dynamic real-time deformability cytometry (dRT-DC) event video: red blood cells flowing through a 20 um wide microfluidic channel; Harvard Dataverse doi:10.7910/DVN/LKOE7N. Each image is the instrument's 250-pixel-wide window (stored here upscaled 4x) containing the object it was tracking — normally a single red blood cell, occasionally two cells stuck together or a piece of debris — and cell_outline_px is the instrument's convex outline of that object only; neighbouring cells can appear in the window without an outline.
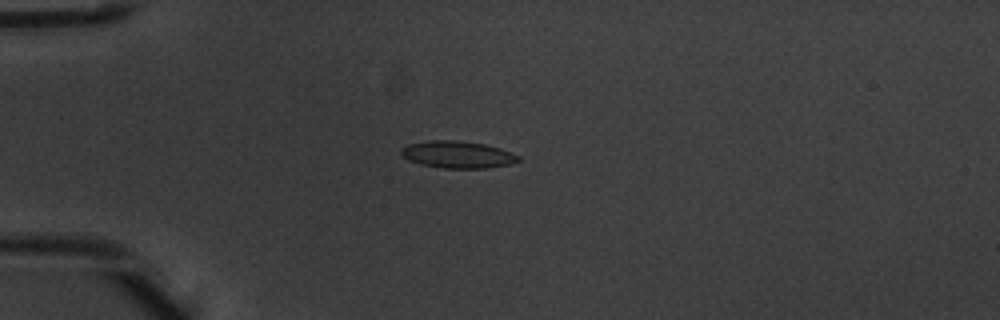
{"species": "common noctule bat (a hibernating species)", "species_latin": "Nyctalus noctula", "temperature_condition": "warm", "stored_images_in_passage": 5, "camera_frame_rate_fps": 3000, "um_per_image_px": 0.085, "animal": {"sex": "male", "body_mass_g": 20.1, "forearm_length_mm": 53.5}, "frame": {"image": 1, "passage_image": 3, "time_ms": 0.667, "image_size_px": [1000, 320], "cell_outline_px": [[520, 160], [512, 164], [484, 168], [440, 168], [420, 164], [408, 160], [400, 152], [400, 148], [408, 144], [432, 140], [456, 140], [484, 144], [500, 148], [520, 156]], "centroid_in_image_um": [38.89, 13.14], "position_along_channel_um": 46.1, "area_um2": 18.5}}